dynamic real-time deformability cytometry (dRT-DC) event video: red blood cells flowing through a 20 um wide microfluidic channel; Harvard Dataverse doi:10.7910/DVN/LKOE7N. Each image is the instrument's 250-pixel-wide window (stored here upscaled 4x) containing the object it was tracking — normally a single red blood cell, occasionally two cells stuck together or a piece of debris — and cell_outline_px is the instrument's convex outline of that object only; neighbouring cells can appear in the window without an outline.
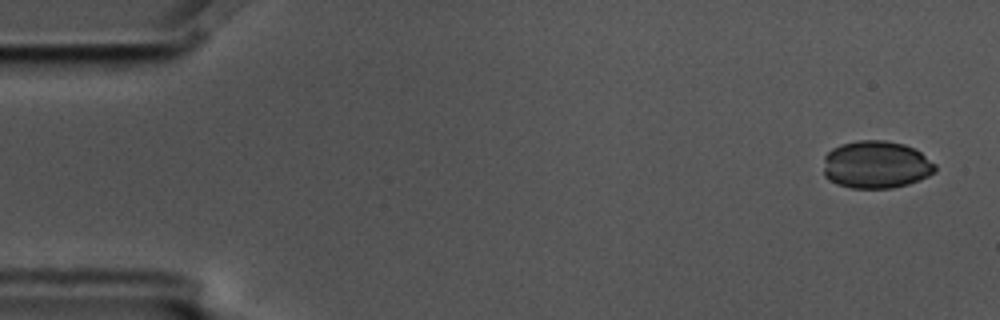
{"species": "common noctule bat (a hibernating species)", "species_latin": "Nyctalus noctula", "temperature_condition": "cold", "stored_images_in_passage": 6, "camera_frame_rate_fps": 3000, "um_per_image_px": 0.085, "animal": {"sex": "male", "body_mass_g": 17.5, "forearm_length_mm": 52.3}, "frame": {"image": 1, "passage_image": 1, "time_ms": 0.0, "image_size_px": [1000, 320], "cell_outline_px": [[936, 172], [920, 180], [908, 184], [892, 188], [852, 188], [836, 184], [828, 180], [824, 176], [824, 156], [832, 148], [840, 144], [860, 140], [884, 140], [904, 144], [920, 152], [936, 164]], "centroid_in_image_um": [74.46, 14.0], "position_along_channel_um": 10.5, "area_um2": 31.21}}